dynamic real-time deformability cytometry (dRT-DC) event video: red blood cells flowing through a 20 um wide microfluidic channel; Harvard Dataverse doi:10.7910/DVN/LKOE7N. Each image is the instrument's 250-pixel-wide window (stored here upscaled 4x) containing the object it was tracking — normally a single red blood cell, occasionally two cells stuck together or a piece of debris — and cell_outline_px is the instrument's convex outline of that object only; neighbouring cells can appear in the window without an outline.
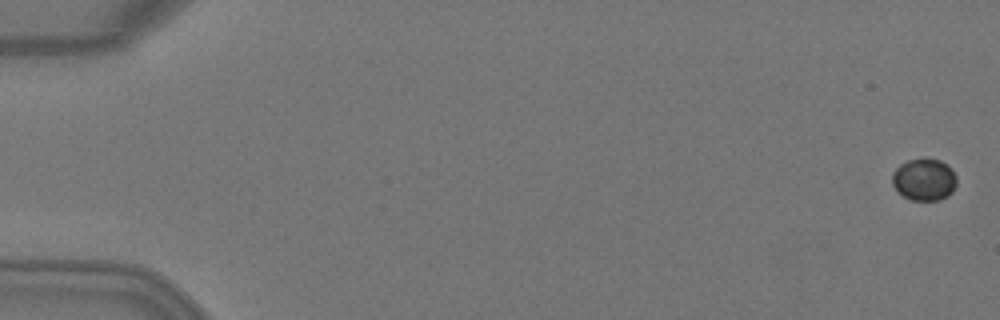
{"species": "Egyptian fruit bat (a non-hibernating species)", "species_latin": "Rousettus aegyptiacus", "temperature_condition": "warm", "stored_images_in_passage": 4, "camera_frame_rate_fps": 3000, "um_per_image_px": 0.085, "animal": {"sex": "female"}, "frame": {"image": 1, "passage_image": 1, "time_ms": 0.0, "image_size_px": [1000, 320], "cell_outline_px": [[956, 184], [952, 192], [948, 196], [940, 200], [908, 200], [896, 192], [892, 184], [892, 172], [900, 164], [908, 160], [940, 160], [948, 164], [952, 168], [956, 176]], "centroid_in_image_um": [78.54, 15.29], "position_along_channel_um": 6.5, "area_um2": 15.95}}
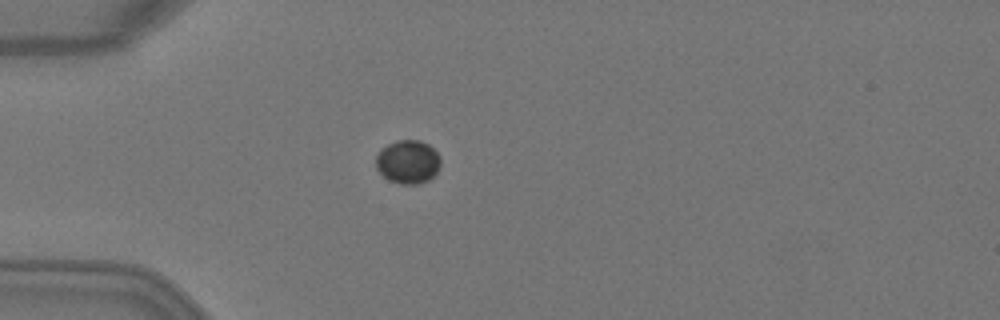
{"frame": {"image": 2, "passage_image": 4, "time_ms": 1.0, "image_size_px": [1000, 320], "cell_outline_px": [[440, 168], [428, 180], [416, 184], [400, 184], [388, 180], [376, 168], [376, 156], [388, 144], [396, 140], [420, 140], [428, 144], [440, 156]], "centroid_in_image_um": [34.68, 13.76], "position_along_channel_um": 50.3, "area_um2": 16.3}}